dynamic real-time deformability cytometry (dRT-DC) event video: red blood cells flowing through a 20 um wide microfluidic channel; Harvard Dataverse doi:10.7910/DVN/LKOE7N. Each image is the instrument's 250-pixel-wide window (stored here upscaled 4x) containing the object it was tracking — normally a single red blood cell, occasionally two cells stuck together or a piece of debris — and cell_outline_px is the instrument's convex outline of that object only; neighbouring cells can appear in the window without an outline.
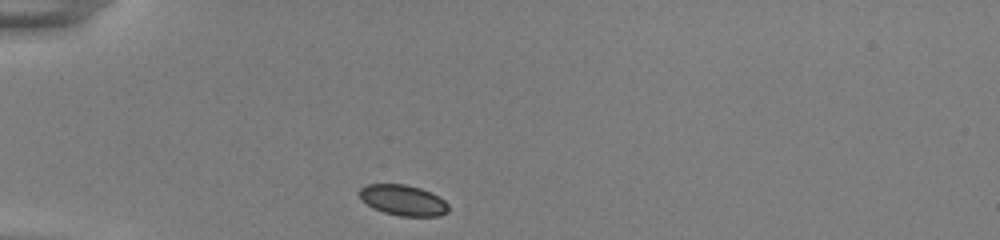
{"species": "common noctule bat (a hibernating species)", "species_latin": "Nyctalus noctula", "temperature_condition": "room temperature", "stored_images_in_passage": 39, "camera_frame_rate_fps": 3000, "um_per_image_px": 0.085, "animal": {"sex": "female", "body_mass_g": 22.0, "forearm_length_mm": 56.7}, "frame": {"image": 1, "passage_image": 1, "time_ms": 0.0, "image_size_px": [1000, 240], "cell_outline_px": [[448, 212], [440, 216], [400, 216], [384, 212], [372, 208], [360, 200], [360, 188], [364, 184], [404, 184], [420, 188], [432, 192], [444, 200], [448, 204]], "centroid_in_image_um": [34.25, 17.01], "position_along_channel_um": 50.8, "area_um2": 16.07}}
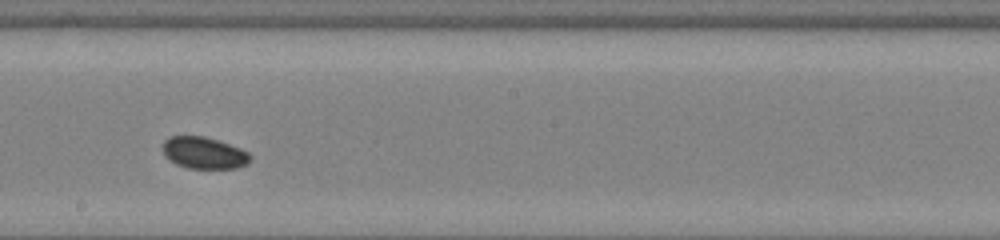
{"frame": {"image": 2, "passage_image": 17, "time_ms": 5.333, "image_size_px": [1000, 240], "cell_outline_px": [[252, 160], [248, 164], [236, 168], [188, 168], [176, 164], [168, 160], [164, 156], [164, 140], [168, 136], [204, 136], [240, 148], [248, 152], [252, 156]], "centroid_in_image_um": [17.35, 13.0], "position_along_channel_um": 230.9, "area_um2": 16.24}}
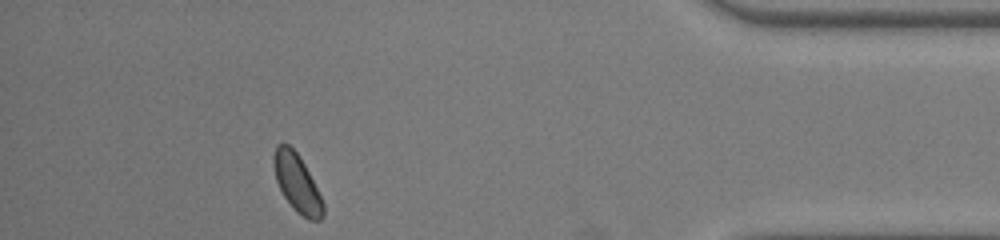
{"frame": {"image": 3, "passage_image": 34, "time_ms": 11.0, "image_size_px": [1000, 240], "cell_outline_px": [[324, 216], [320, 220], [308, 220], [296, 212], [284, 196], [276, 180], [272, 160], [272, 156], [276, 144], [288, 144], [300, 156], [324, 204]], "centroid_in_image_um": [25.23, 15.56], "position_along_channel_um": 410.0, "area_um2": 16.53}}